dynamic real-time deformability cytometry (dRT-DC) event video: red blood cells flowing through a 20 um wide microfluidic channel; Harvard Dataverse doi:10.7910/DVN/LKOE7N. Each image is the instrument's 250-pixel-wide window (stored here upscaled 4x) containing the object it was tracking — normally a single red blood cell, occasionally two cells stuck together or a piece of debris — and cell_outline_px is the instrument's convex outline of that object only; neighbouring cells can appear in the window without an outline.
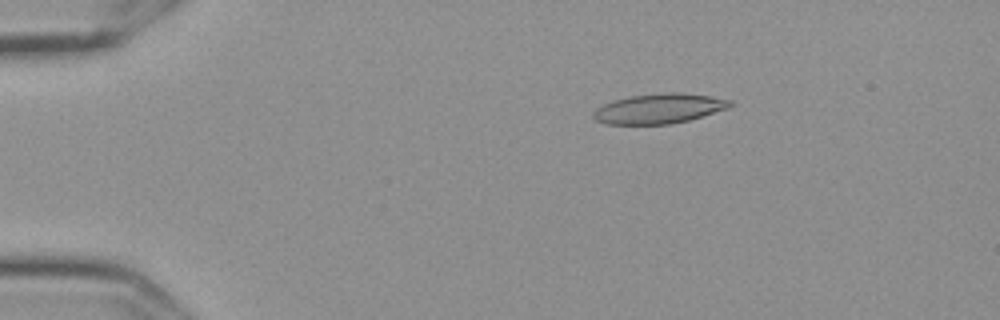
{"species": "Egyptian fruit bat (a non-hibernating species)", "species_latin": "Rousettus aegyptiacus", "temperature_condition": "cold", "stored_images_in_passage": 56, "camera_frame_rate_fps": 3000, "um_per_image_px": 0.085, "frame": {"image": 1, "passage_image": 10, "time_ms": 3.0, "image_size_px": [1000, 320], "cell_outline_px": [[736, 104], [728, 108], [688, 120], [668, 124], [604, 124], [596, 120], [592, 116], [592, 112], [596, 108], [604, 104], [628, 96], [668, 92], [680, 92], [708, 96], [732, 100]], "centroid_in_image_um": [56.02, 9.22], "position_along_channel_um": 29.0, "area_um2": 23.76}}
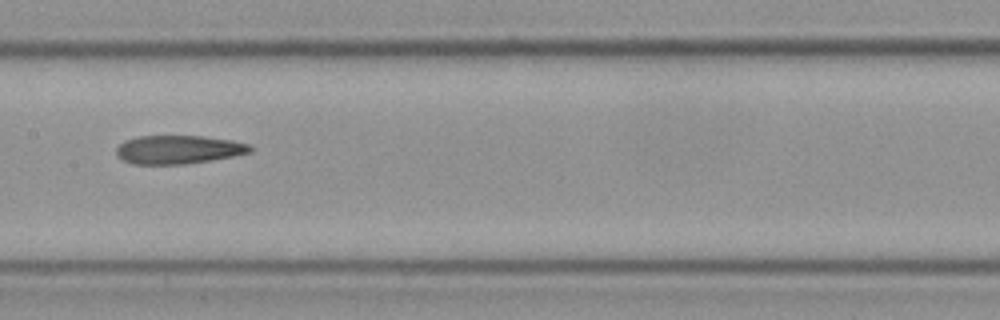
{"frame": {"image": 2, "passage_image": 29, "time_ms": 9.333, "image_size_px": [1000, 320], "cell_outline_px": [[252, 152], [212, 160], [184, 164], [132, 164], [124, 160], [116, 152], [116, 148], [124, 140], [140, 136], [204, 136], [232, 140], [252, 144]], "centroid_in_image_um": [15.2, 12.71], "position_along_channel_um": 192.2, "area_um2": 22.25}}
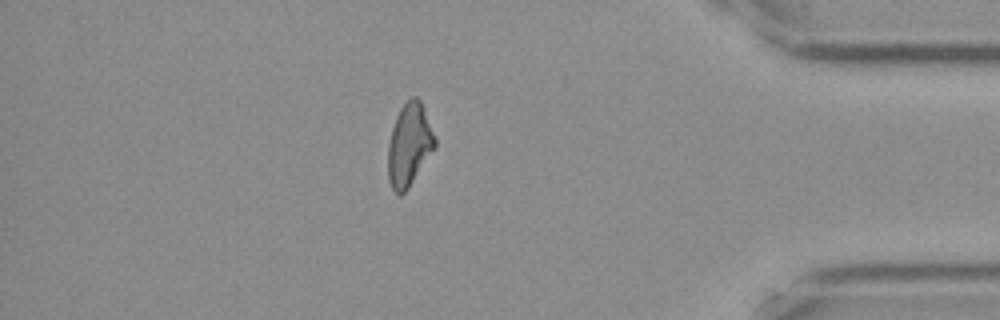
{"frame": {"image": 3, "passage_image": 49, "time_ms": 16.0, "image_size_px": [1000, 320], "cell_outline_px": [[436, 144], [408, 188], [400, 196], [392, 188], [388, 180], [388, 144], [392, 128], [396, 116], [400, 108], [412, 96], [416, 96], [420, 100], [436, 140]], "centroid_in_image_um": [34.75, 12.3], "position_along_channel_um": 400.4, "area_um2": 22.08}, "authors_computed_cell_mechanics": {"area_um2": 23.0044, "velocity_mm_per_s": 3.6098, "shape_relaxation_time_tau1_ms": null, "shape_relaxation_time_tau2_ms": 2.5364, "deformation_change_tau1": null, "deformation_change_tau2": 0.1278}}